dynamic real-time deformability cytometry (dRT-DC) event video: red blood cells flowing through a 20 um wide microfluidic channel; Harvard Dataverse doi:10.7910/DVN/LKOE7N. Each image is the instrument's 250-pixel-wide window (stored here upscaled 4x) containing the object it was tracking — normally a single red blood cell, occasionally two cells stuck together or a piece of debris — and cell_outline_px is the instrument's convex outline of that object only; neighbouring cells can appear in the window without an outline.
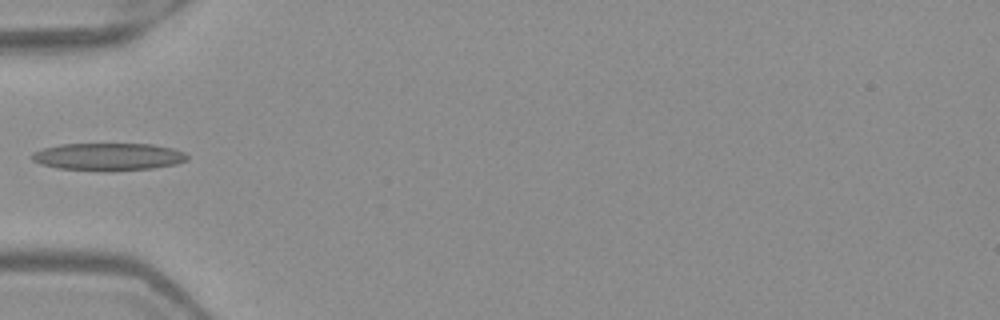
{"species": "Egyptian fruit bat (a non-hibernating species)", "species_latin": "Rousettus aegyptiacus", "temperature_condition": "warm", "stored_images_in_passage": 6, "camera_frame_rate_fps": 3000, "um_per_image_px": 0.085, "frame": {"image": 1, "passage_image": 5, "time_ms": 1.333, "image_size_px": [1000, 320], "cell_outline_px": [[188, 160], [176, 164], [152, 168], [104, 172], [56, 168], [40, 164], [32, 160], [28, 156], [32, 152], [44, 148], [60, 144], [152, 144], [172, 148], [184, 152], [188, 156]], "centroid_in_image_um": [9.16, 13.33], "position_along_channel_um": 75.8, "area_um2": 25.26}}
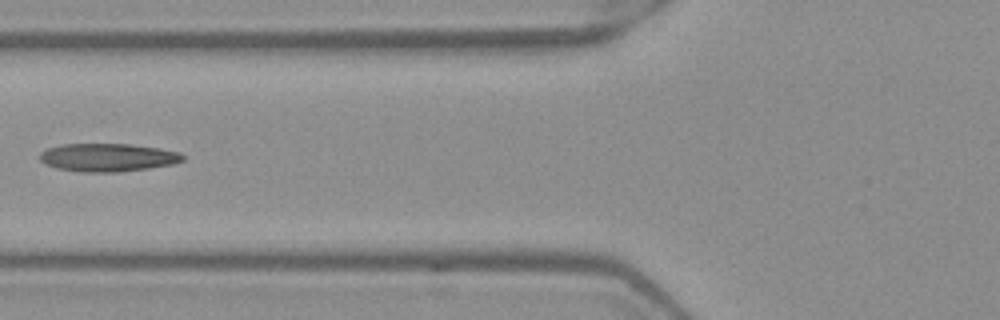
{"frame": {"image": 2, "passage_image": 6, "time_ms": 1.667, "image_size_px": [1000, 320], "cell_outline_px": [[184, 160], [172, 164], [148, 168], [116, 172], [84, 172], [56, 168], [40, 160], [40, 152], [48, 148], [64, 144], [132, 144], [160, 148], [180, 152], [184, 156]], "centroid_in_image_um": [9.19, 13.37], "position_along_channel_um": 116.6, "area_um2": 23.29}}